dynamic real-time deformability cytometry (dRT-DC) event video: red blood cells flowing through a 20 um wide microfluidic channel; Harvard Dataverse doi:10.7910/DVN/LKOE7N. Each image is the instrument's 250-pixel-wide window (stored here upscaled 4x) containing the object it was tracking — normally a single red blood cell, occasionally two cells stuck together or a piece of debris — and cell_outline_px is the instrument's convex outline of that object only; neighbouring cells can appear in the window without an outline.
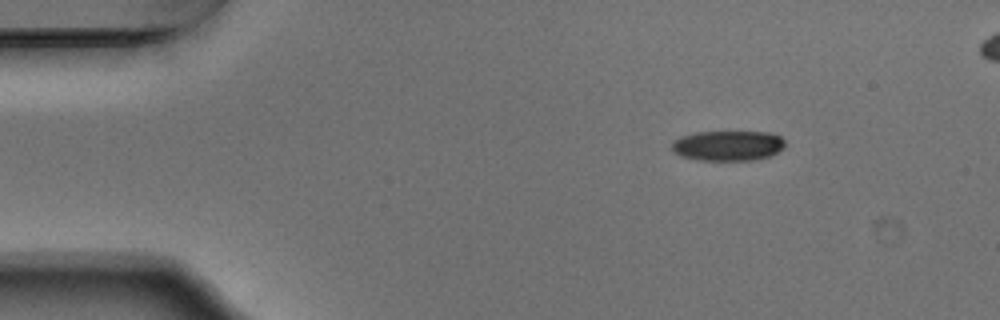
{"species": "Egyptian fruit bat (a non-hibernating species)", "species_latin": "Rousettus aegyptiacus", "temperature_condition": "warm", "stored_images_in_passage": 47, "camera_frame_rate_fps": 3000, "um_per_image_px": 0.085, "animal": {"sex": "male"}, "frame": {"image": 1, "passage_image": 1, "time_ms": 0.0, "image_size_px": [1000, 320], "cell_outline_px": [[784, 148], [768, 156], [756, 160], [700, 160], [680, 156], [672, 148], [672, 140], [680, 136], [696, 132], [768, 132], [780, 136], [784, 140]], "centroid_in_image_um": [61.86, 12.37], "position_along_channel_um": 23.1, "area_um2": 19.88}}
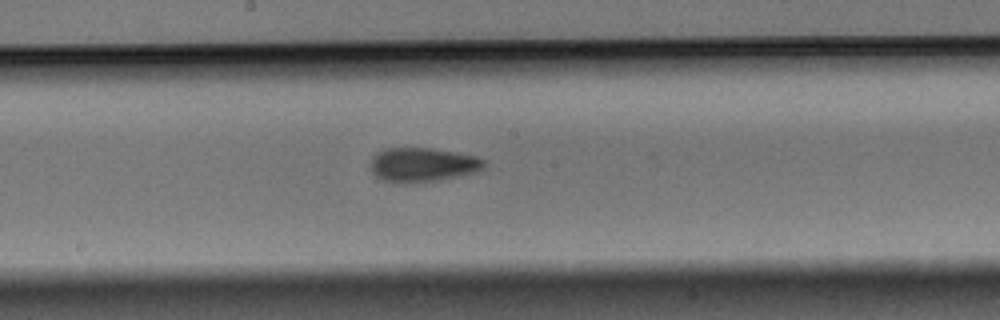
{"frame": {"image": 2, "passage_image": 22, "time_ms": 7.0, "image_size_px": [1000, 320], "cell_outline_px": [[488, 164], [484, 168], [476, 172], [436, 180], [400, 184], [384, 180], [376, 176], [372, 172], [372, 156], [376, 152], [384, 148], [432, 148], [456, 152], [476, 156], [484, 160]], "centroid_in_image_um": [35.93, 13.99], "position_along_channel_um": 212.3, "area_um2": 22.66}}
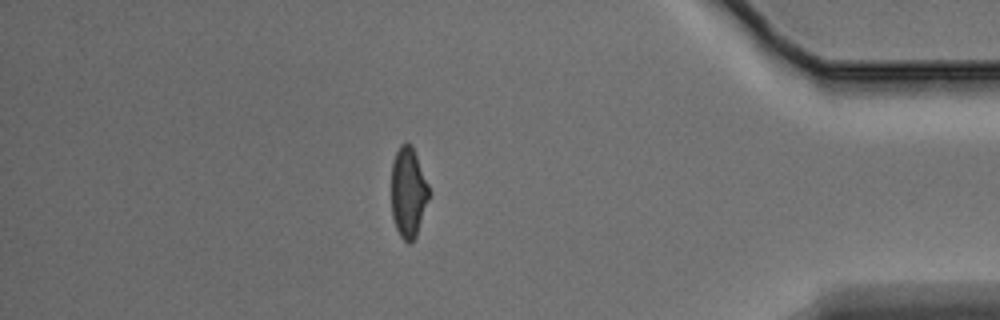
{"frame": {"image": 3, "passage_image": 40, "time_ms": 13.0, "image_size_px": [1000, 320], "cell_outline_px": [[432, 192], [416, 236], [408, 244], [400, 236], [396, 228], [392, 216], [392, 164], [396, 152], [400, 144], [412, 144]], "centroid_in_image_um": [34.73, 16.35], "position_along_channel_um": 400.5, "area_um2": 20.0}, "authors_computed_cell_mechanics": {"area_um2": 21.5016, "velocity_mm_per_s": 3.7619, "shape_relaxation_time_tau1_ms": 5.1949, "shape_relaxation_time_tau2_ms": 2.8549, "deformation_change_tau1": 0.1593, "deformation_change_tau2": 0.1047}}